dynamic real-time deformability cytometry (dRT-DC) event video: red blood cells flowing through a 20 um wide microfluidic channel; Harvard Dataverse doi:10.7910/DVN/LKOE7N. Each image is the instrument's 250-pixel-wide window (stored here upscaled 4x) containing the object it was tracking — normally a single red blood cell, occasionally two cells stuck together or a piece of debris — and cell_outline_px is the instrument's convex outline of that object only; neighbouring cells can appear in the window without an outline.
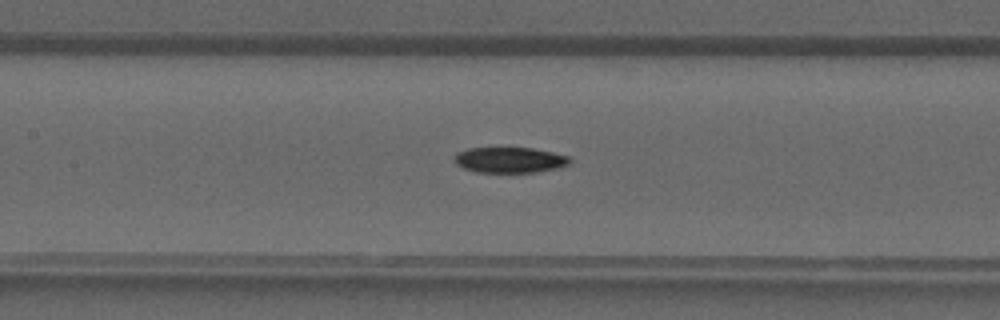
{"species": "common noctule bat (a hibernating species)", "species_latin": "Nyctalus noctula", "temperature_condition": "warm", "stored_images_in_passage": 40, "camera_frame_rate_fps": 3000, "um_per_image_px": 0.085, "animal": {"sex": "male", "forearm_length_mm": 52.5}, "frame": {"image": 1, "passage_image": 18, "time_ms": 5.667, "image_size_px": [1000, 320], "cell_outline_px": [[572, 160], [568, 164], [556, 168], [532, 172], [476, 172], [464, 168], [456, 164], [452, 160], [456, 152], [468, 148], [532, 148], [552, 152], [568, 156]], "centroid_in_image_um": [43.27, 13.59], "position_along_channel_um": 164.1, "area_um2": 17.17}}
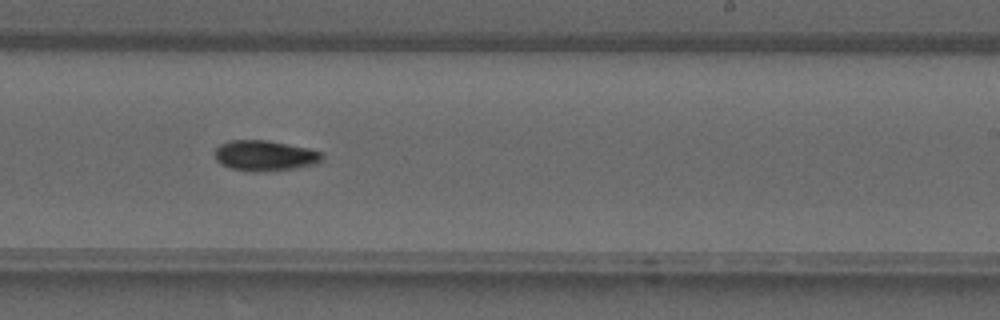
{"frame": {"image": 2, "passage_image": 24, "time_ms": 7.667, "image_size_px": [1000, 320], "cell_outline_px": [[324, 160], [320, 164], [292, 168], [256, 172], [248, 172], [232, 168], [220, 164], [216, 160], [212, 152], [220, 144], [228, 140], [268, 140], [308, 148], [320, 152], [324, 156]], "centroid_in_image_um": [22.5, 13.23], "position_along_channel_um": 266.5, "area_um2": 19.36}}
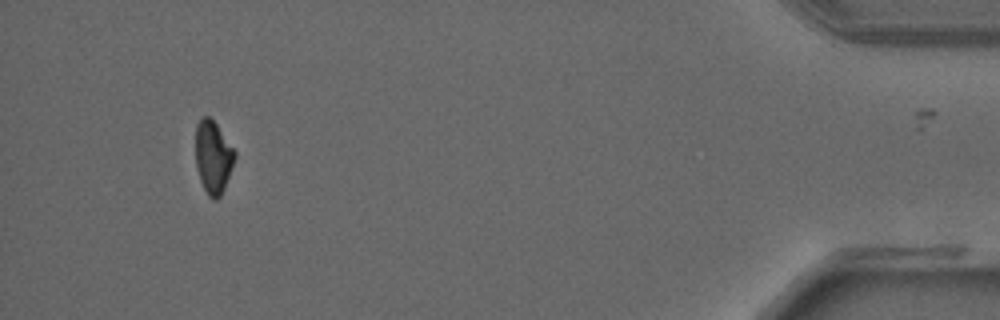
{"frame": {"image": 3, "passage_image": 37, "time_ms": 12.0, "image_size_px": [1000, 320], "cell_outline_px": [[236, 156], [224, 188], [220, 196], [216, 200], [212, 200], [208, 196], [200, 180], [196, 168], [196, 124], [204, 116], [208, 116], [216, 124], [236, 152]], "centroid_in_image_um": [18.1, 13.37], "position_along_channel_um": 417.1, "area_um2": 16.42}}